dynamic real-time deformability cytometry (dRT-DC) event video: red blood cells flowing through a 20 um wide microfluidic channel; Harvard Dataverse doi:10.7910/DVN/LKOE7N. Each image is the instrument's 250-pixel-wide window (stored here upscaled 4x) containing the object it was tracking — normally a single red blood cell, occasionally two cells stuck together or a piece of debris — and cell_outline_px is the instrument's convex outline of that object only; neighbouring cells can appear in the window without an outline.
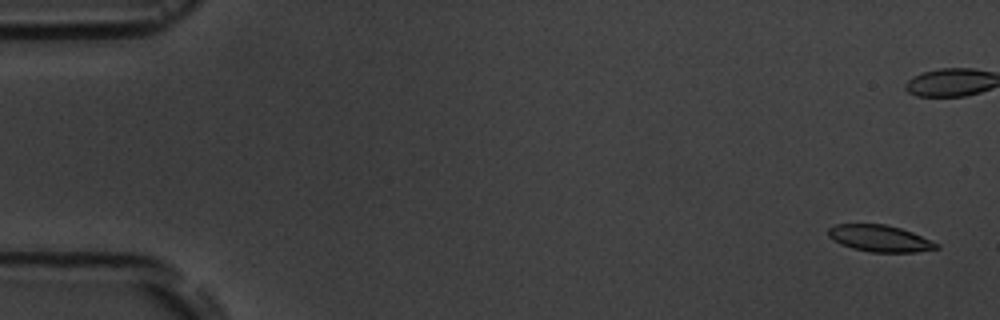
{"species": "common noctule bat (a hibernating species)", "species_latin": "Nyctalus noctula", "temperature_condition": "room temperature", "stored_images_in_passage": 6, "camera_frame_rate_fps": 3000, "um_per_image_px": 0.085, "animal": {"sex": "male", "body_mass_g": 19.5, "forearm_length_mm": 54.6}, "frame": {"image": 1, "passage_image": 1, "time_ms": 0.0, "image_size_px": [1000, 320], "cell_outline_px": [[940, 248], [916, 252], [868, 252], [852, 248], [840, 244], [832, 240], [828, 236], [828, 228], [836, 224], [884, 224], [900, 228], [912, 232], [932, 240], [940, 244]], "centroid_in_image_um": [74.78, 20.27], "position_along_channel_um": 10.2, "area_um2": 16.94}}
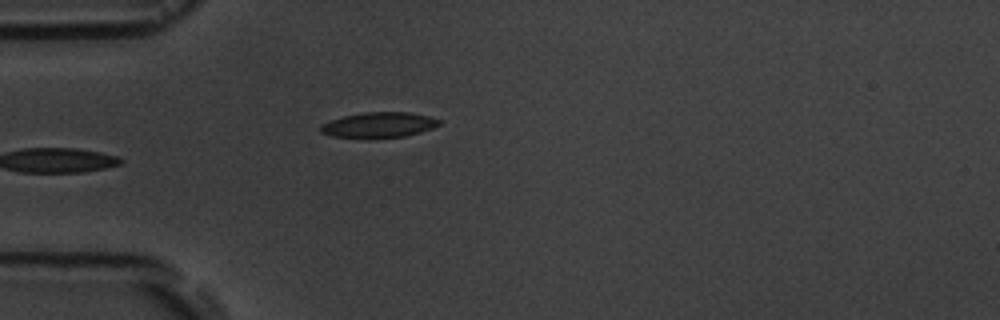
{"frame": {"image": 2, "passage_image": 6, "time_ms": 5.667, "image_size_px": [1000, 320], "cell_outline_px": [[440, 124], [432, 128], [420, 132], [404, 136], [372, 140], [368, 140], [332, 136], [320, 132], [320, 124], [344, 116], [364, 112], [408, 112], [428, 116], [440, 120]], "centroid_in_image_um": [32.16, 10.65], "position_along_channel_um": 52.8, "area_um2": 17.92}}